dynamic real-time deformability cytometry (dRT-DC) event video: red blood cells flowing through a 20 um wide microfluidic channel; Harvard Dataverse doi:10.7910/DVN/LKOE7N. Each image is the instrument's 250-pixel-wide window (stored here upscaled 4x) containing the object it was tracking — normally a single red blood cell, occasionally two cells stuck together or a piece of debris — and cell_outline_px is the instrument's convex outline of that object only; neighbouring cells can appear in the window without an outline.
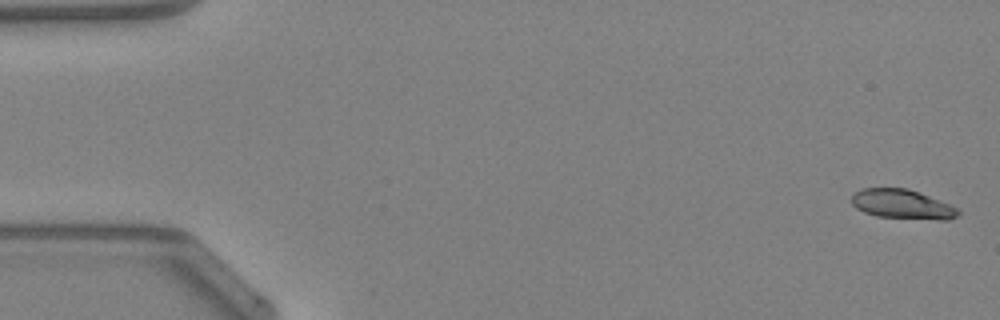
{"species": "Egyptian fruit bat (a non-hibernating species)", "species_latin": "Rousettus aegyptiacus", "temperature_condition": "warm", "stored_images_in_passage": 48, "camera_frame_rate_fps": 3000, "um_per_image_px": 0.085, "animal": {"sex": "female"}, "frame": {"image": 1, "passage_image": 1, "time_ms": 0.0, "image_size_px": [1000, 320], "cell_outline_px": [[960, 212], [956, 216], [948, 220], [940, 220], [876, 216], [864, 212], [856, 208], [852, 204], [852, 196], [856, 192], [864, 188], [908, 188], [920, 192], [948, 204], [956, 208]], "centroid_in_image_um": [76.68, 17.36], "position_along_channel_um": 8.3, "area_um2": 18.09}}
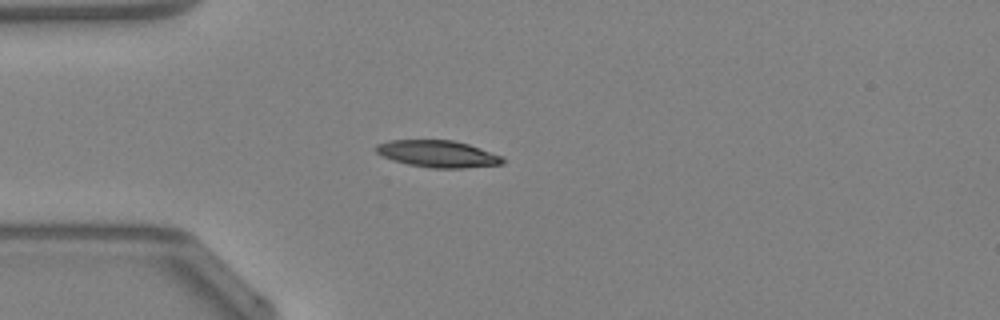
{"frame": {"image": 2, "passage_image": 13, "time_ms": 4.0, "image_size_px": [1000, 320], "cell_outline_px": [[504, 164], [464, 168], [432, 168], [408, 164], [384, 156], [376, 152], [376, 144], [388, 140], [452, 140], [468, 144], [500, 156], [504, 160]], "centroid_in_image_um": [37.21, 13.07], "position_along_channel_um": 47.8, "area_um2": 19.54}}
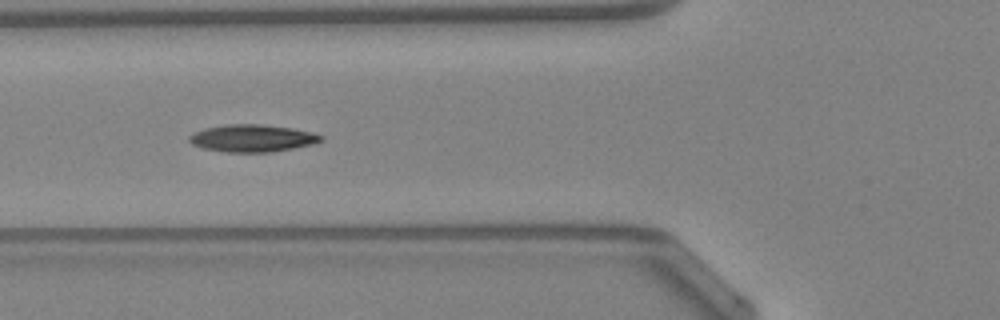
{"frame": {"image": 3, "passage_image": 18, "time_ms": 5.667, "image_size_px": [1000, 320], "cell_outline_px": [[324, 140], [312, 144], [272, 152], [228, 152], [204, 148], [192, 144], [188, 140], [188, 136], [192, 132], [204, 128], [228, 124], [260, 124], [292, 128], [312, 132], [324, 136]], "centroid_in_image_um": [21.43, 11.74], "position_along_channel_um": 104.4, "area_um2": 20.98}, "authors_computed_cell_mechanics": {"area_um2": 19.3341, "velocity_mm_per_s": 4.2694, "shape_relaxation_time_tau1_ms": 5.5088, "shape_relaxation_time_tau2_ms": 4.5359, "deformation_change_tau1": 0.1856, "deformation_change_tau2": 0.1169}}